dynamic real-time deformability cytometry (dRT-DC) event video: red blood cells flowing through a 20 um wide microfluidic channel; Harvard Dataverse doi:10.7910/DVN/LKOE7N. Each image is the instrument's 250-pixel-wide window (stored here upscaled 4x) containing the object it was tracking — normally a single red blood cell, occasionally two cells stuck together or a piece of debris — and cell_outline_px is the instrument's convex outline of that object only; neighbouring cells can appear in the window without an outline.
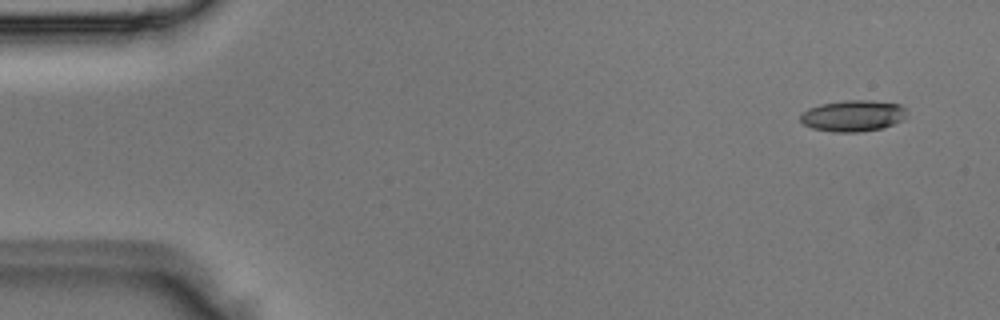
{"species": "Egyptian fruit bat (a non-hibernating species)", "species_latin": "Rousettus aegyptiacus", "temperature_condition": "room temperature", "stored_images_in_passage": 4, "camera_frame_rate_fps": 3000, "um_per_image_px": 0.085, "animal": {"sex": "male"}, "frame": {"image": 1, "passage_image": 1, "time_ms": 0.0, "image_size_px": [1000, 320], "cell_outline_px": [[904, 116], [900, 120], [892, 124], [880, 128], [856, 132], [832, 132], [812, 128], [804, 124], [800, 120], [800, 116], [808, 108], [820, 104], [848, 100], [868, 100], [900, 104], [904, 108]], "centroid_in_image_um": [72.45, 9.84], "position_along_channel_um": 12.6, "area_um2": 19.02}}
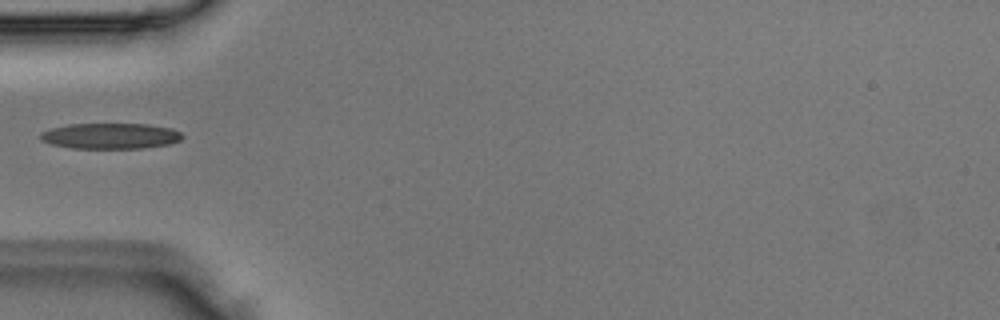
{"frame": {"image": 2, "passage_image": 4, "time_ms": 1.0, "image_size_px": [1000, 320], "cell_outline_px": [[184, 136], [180, 140], [168, 144], [144, 148], [72, 148], [52, 144], [40, 140], [40, 132], [52, 128], [68, 124], [148, 124], [172, 128], [180, 132]], "centroid_in_image_um": [9.39, 11.55], "position_along_channel_um": 75.6, "area_um2": 21.27}}